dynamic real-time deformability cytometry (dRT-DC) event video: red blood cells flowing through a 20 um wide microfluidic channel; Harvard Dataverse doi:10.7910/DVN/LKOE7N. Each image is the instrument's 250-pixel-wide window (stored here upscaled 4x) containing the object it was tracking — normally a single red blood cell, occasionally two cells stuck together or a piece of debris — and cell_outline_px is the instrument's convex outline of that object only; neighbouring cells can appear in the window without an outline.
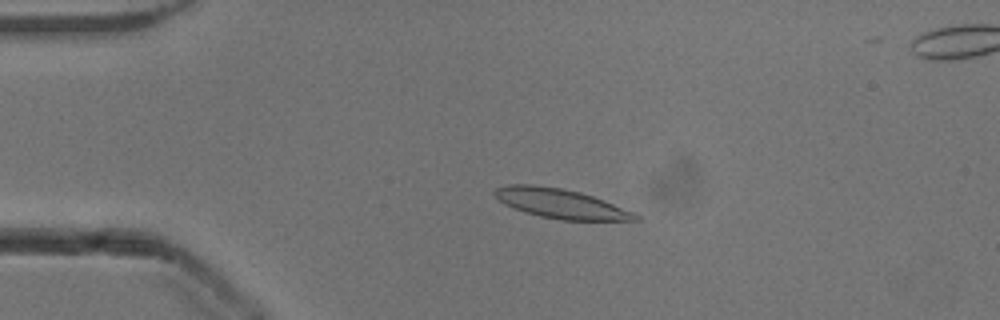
{"species": "common noctule bat (a hibernating species)", "species_latin": "Nyctalus noctula", "temperature_condition": "cold", "stored_images_in_passage": 53, "camera_frame_rate_fps": 3000, "um_per_image_px": 0.085, "animal": {"sex": "male", "body_mass_g": 13.3}, "frame": {"image": 1, "passage_image": 11, "time_ms": 3.333, "image_size_px": [1000, 320], "cell_outline_px": [[640, 220], [560, 220], [540, 216], [524, 212], [504, 204], [492, 192], [496, 188], [508, 184], [532, 184], [560, 188], [580, 192], [604, 200], [636, 212], [640, 216]], "centroid_in_image_um": [47.68, 17.3], "position_along_channel_um": 37.3, "area_um2": 24.22}}
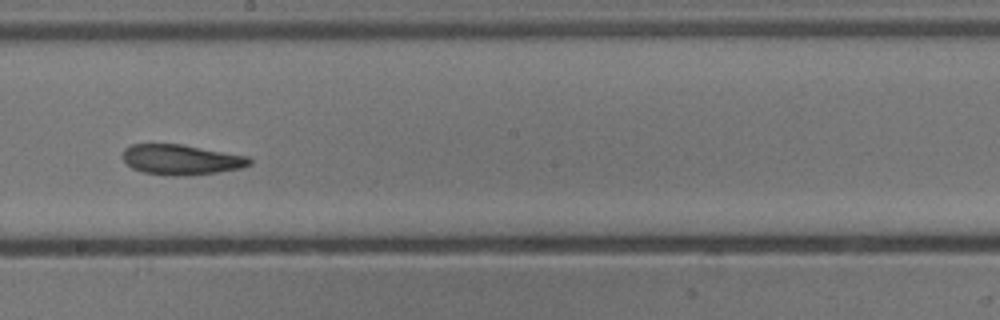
{"frame": {"image": 2, "passage_image": 29, "time_ms": 9.333, "image_size_px": [1000, 320], "cell_outline_px": [[252, 164], [240, 168], [216, 172], [188, 176], [164, 176], [144, 172], [132, 168], [124, 160], [124, 148], [132, 144], [180, 144], [248, 156], [252, 160]], "centroid_in_image_um": [15.41, 13.58], "position_along_channel_um": 232.8, "area_um2": 22.31}}
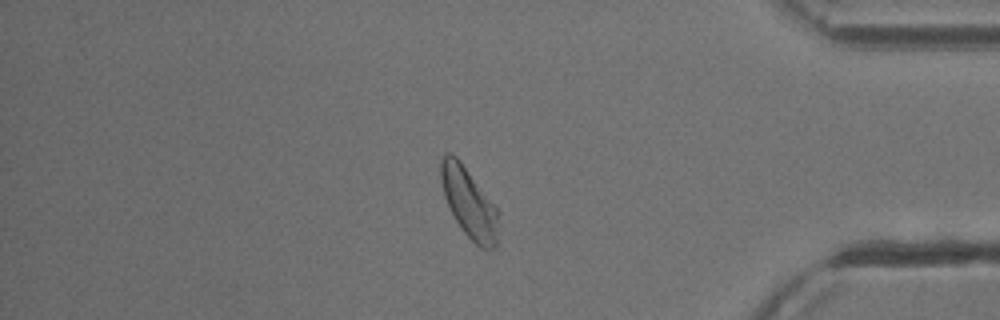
{"frame": {"image": 3, "passage_image": 44, "time_ms": 14.333, "image_size_px": [1000, 320], "cell_outline_px": [[496, 248], [480, 248], [464, 232], [456, 220], [444, 196], [440, 180], [440, 160], [444, 152], [448, 152], [456, 156], [460, 160], [496, 208]], "centroid_in_image_um": [39.8, 17.18], "position_along_channel_um": 395.4, "area_um2": 22.72}, "authors_computed_cell_mechanics": {"area_um2": 23.4668, "velocity_mm_per_s": 3.881, "shape_relaxation_time_tau1_ms": 8.9087, "shape_relaxation_time_tau2_ms": 2.6643, "deformation_change_tau1": 0.1952, "deformation_change_tau2": 0.0962}}